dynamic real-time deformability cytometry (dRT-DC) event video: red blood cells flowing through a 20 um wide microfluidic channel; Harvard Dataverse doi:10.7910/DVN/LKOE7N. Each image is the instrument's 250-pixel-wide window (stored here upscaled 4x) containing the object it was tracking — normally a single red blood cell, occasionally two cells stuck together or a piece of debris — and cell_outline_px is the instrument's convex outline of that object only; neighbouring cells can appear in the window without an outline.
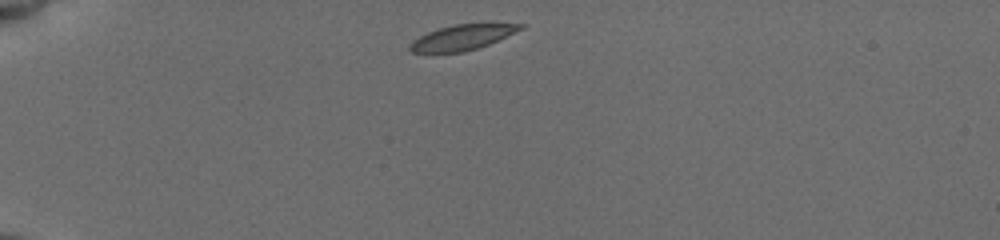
{"species": "common noctule bat (a hibernating species)", "species_latin": "Nyctalus noctula", "temperature_condition": "cold", "stored_images_in_passage": 39, "camera_frame_rate_fps": 3000, "um_per_image_px": 0.085, "animal": {"sex": "female", "body_mass_g": 19.5, "forearm_length_mm": 54.1}, "frame": {"image": 1, "passage_image": 1, "time_ms": 0.0, "image_size_px": [1000, 240], "cell_outline_px": [[528, 24], [524, 28], [488, 44], [464, 52], [412, 52], [408, 48], [408, 44], [412, 40], [428, 32], [452, 24], [488, 20], [492, 20]], "centroid_in_image_um": [39.42, 3.09], "position_along_channel_um": 45.6, "area_um2": 17.17}}
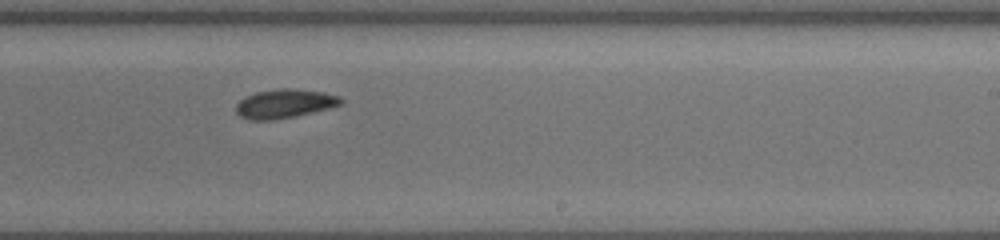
{"frame": {"image": 2, "passage_image": 21, "time_ms": 7.0, "image_size_px": [1000, 240], "cell_outline_px": [[344, 100], [340, 104], [328, 108], [312, 112], [276, 120], [248, 120], [240, 116], [236, 112], [236, 104], [244, 96], [256, 92], [280, 88], [292, 88], [324, 92], [340, 96]], "centroid_in_image_um": [24.16, 8.8], "position_along_channel_um": 264.8, "area_um2": 17.74}}
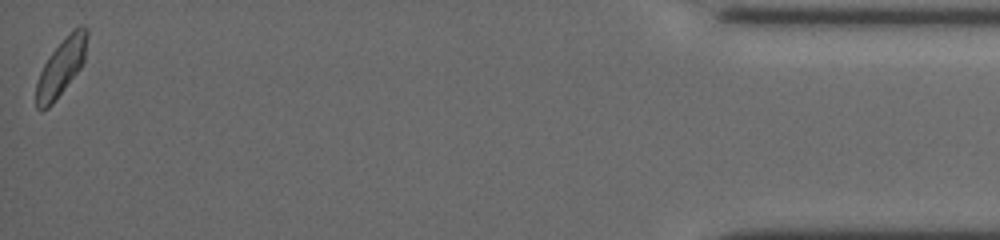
{"frame": {"image": 3, "passage_image": 39, "time_ms": 13.333, "image_size_px": [1000, 240], "cell_outline_px": [[88, 36], [84, 60], [80, 68], [52, 104], [48, 108], [40, 112], [36, 108], [36, 84], [40, 72], [44, 64], [52, 52], [72, 28], [80, 24], [88, 28]], "centroid_in_image_um": [5.21, 5.68], "position_along_channel_um": 430.0, "area_um2": 16.88}, "authors_computed_cell_mechanics": {"area_um2": 17.2822, "velocity_mm_per_s": 3.775, "shape_relaxation_time_tau1_ms": 7.0438, "shape_relaxation_time_tau2_ms": 4.2086, "deformation_change_tau1": 0.1609, "deformation_change_tau2": 0.0714}}